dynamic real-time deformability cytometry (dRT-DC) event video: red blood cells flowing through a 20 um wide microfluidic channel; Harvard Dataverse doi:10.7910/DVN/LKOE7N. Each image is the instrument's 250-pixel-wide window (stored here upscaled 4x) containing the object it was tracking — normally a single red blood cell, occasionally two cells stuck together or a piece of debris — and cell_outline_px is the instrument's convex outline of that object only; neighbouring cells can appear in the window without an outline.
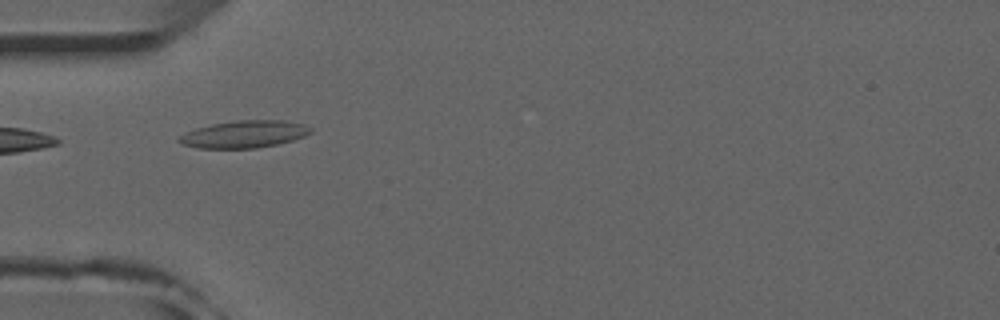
{"species": "common noctule bat (a hibernating species)", "species_latin": "Nyctalus noctula", "temperature_condition": "room temperature", "stored_images_in_passage": 33, "camera_frame_rate_fps": 3000, "um_per_image_px": 0.085, "animal": {"sex": "male", "forearm_length_mm": 52.5}, "frame": {"image": 1, "passage_image": 1, "time_ms": 0.0, "image_size_px": [1000, 320], "cell_outline_px": [[312, 132], [304, 136], [292, 140], [276, 144], [256, 148], [200, 148], [184, 144], [176, 140], [180, 136], [196, 128], [212, 124], [236, 120], [284, 120], [304, 124], [312, 128]], "centroid_in_image_um": [20.79, 11.4], "position_along_channel_um": 64.2, "area_um2": 20.69}, "authors_computed_cell_mechanics": {"area_um2": 18.1492, "velocity_mm_per_s": 3.9082, "shape_relaxation_time_tau1_ms": 6.7447, "shape_relaxation_time_tau2_ms": 1.8304, "deformation_change_tau1": 0.1529, "deformation_change_tau2": 0.0891}}